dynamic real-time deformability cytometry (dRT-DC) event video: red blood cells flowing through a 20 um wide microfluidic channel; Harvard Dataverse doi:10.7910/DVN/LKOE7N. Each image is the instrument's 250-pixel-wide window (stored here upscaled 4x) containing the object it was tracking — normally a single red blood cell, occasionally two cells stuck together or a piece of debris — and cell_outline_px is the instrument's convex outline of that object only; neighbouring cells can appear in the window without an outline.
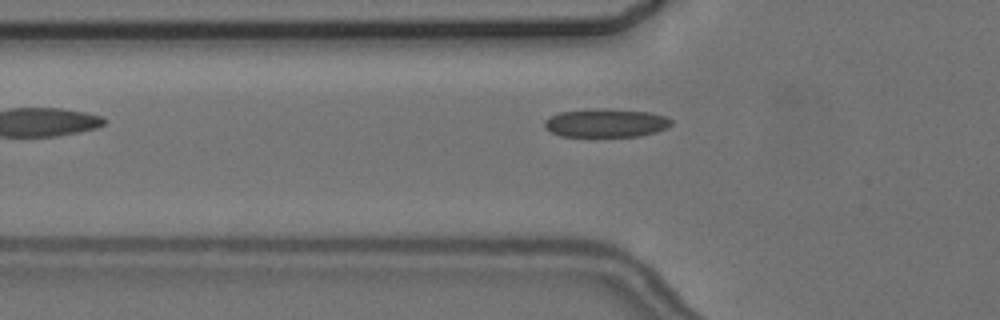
{"species": "common noctule bat (a hibernating species)", "species_latin": "Nyctalus noctula", "temperature_condition": "cold", "stored_images_in_passage": 7, "camera_frame_rate_fps": 3000, "um_per_image_px": 0.085, "animal": {"sex": "female", "body_mass_g": 24.6, "forearm_length_mm": 56.2}, "frame": {"image": 1, "passage_image": 4, "time_ms": 3.667, "image_size_px": [1000, 320], "cell_outline_px": [[672, 124], [668, 128], [656, 132], [640, 136], [560, 136], [544, 128], [544, 120], [560, 112], [596, 108], [604, 108], [648, 112], [664, 116], [672, 120]], "centroid_in_image_um": [51.51, 10.45], "position_along_channel_um": 74.3, "area_um2": 21.04}}
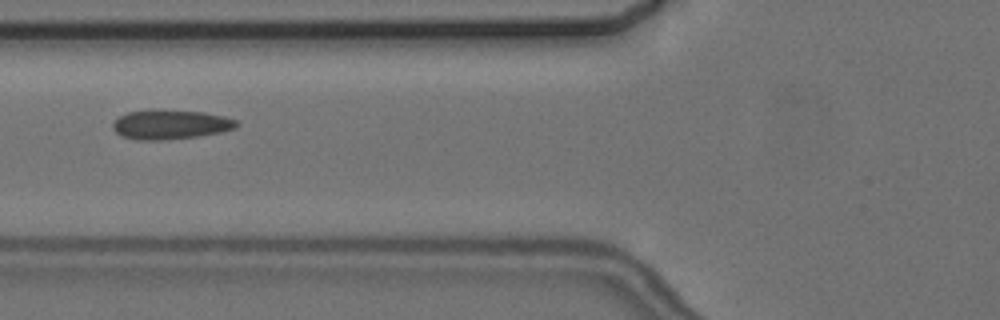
{"frame": {"image": 2, "passage_image": 5, "time_ms": 4.667, "image_size_px": [1000, 320], "cell_outline_px": [[240, 124], [236, 128], [220, 132], [200, 136], [164, 140], [136, 140], [124, 136], [116, 132], [112, 128], [112, 124], [120, 116], [128, 112], [156, 108], [160, 108], [204, 112], [224, 116], [240, 120]], "centroid_in_image_um": [14.53, 10.56], "position_along_channel_um": 111.3, "area_um2": 21.73}}
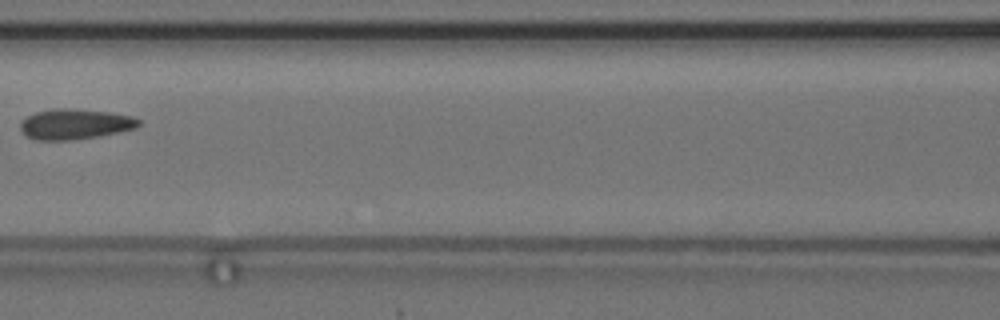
{"frame": {"image": 3, "passage_image": 6, "time_ms": 6.0, "image_size_px": [1000, 320], "cell_outline_px": [[140, 124], [136, 128], [100, 136], [68, 140], [36, 140], [28, 136], [20, 128], [20, 124], [28, 116], [36, 112], [56, 108], [76, 108], [108, 112], [132, 116], [140, 120]], "centroid_in_image_um": [6.4, 10.54], "position_along_channel_um": 160.2, "area_um2": 20.81}}